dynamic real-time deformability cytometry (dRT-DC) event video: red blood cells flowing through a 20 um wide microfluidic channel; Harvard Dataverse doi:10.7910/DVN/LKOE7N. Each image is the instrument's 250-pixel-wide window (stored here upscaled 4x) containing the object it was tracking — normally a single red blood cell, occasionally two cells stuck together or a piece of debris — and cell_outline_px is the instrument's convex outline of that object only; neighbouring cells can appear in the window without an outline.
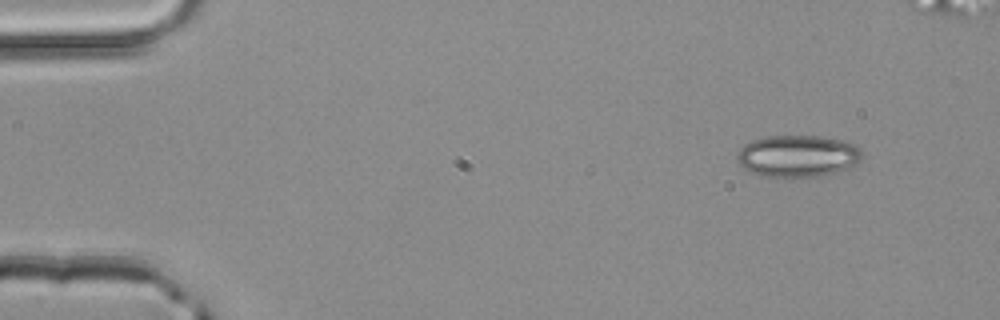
{"species": "common noctule bat (a hibernating species)", "species_latin": "Nyctalus noctula", "temperature_condition": "room temperature", "stored_images_in_passage": 4, "camera_frame_rate_fps": 3000, "um_per_image_px": 0.085, "animal": {"sex": "male", "body_mass_g": 20.4}, "frame": {"image": 1, "passage_image": 1, "time_ms": 0.0, "image_size_px": [1000, 320], "cell_outline_px": [[864, 152], [860, 160], [856, 164], [848, 168], [836, 172], [820, 176], [764, 176], [748, 172], [740, 164], [736, 156], [740, 148], [744, 144], [752, 140], [768, 136], [816, 136], [840, 140], [852, 144], [860, 148]], "centroid_in_image_um": [67.8, 13.26], "position_along_channel_um": 17.2, "area_um2": 30.35}}
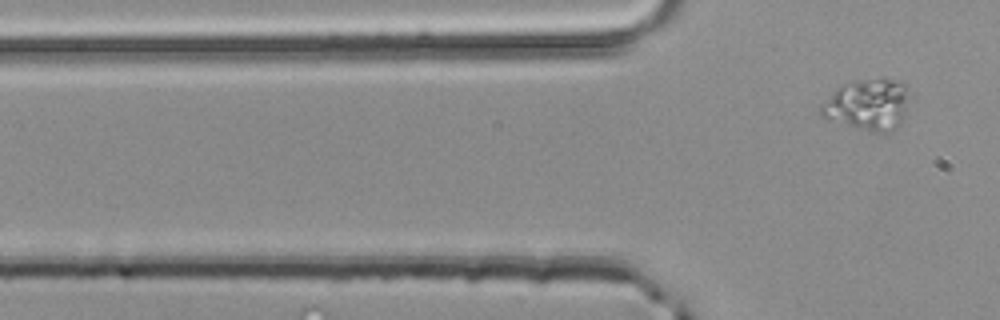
{"frame": {"image": 2, "passage_image": 4, "time_ms": 1.0, "image_size_px": [1000, 320], "cell_outline_px": [[908, 88], [904, 116], [896, 128], [888, 132], [872, 132], [828, 120], [820, 116], [820, 104], [836, 88], [852, 80], [884, 76], [904, 80], [908, 84]], "centroid_in_image_um": [73.76, 8.83], "position_along_channel_um": 52.0, "area_um2": 27.17}}